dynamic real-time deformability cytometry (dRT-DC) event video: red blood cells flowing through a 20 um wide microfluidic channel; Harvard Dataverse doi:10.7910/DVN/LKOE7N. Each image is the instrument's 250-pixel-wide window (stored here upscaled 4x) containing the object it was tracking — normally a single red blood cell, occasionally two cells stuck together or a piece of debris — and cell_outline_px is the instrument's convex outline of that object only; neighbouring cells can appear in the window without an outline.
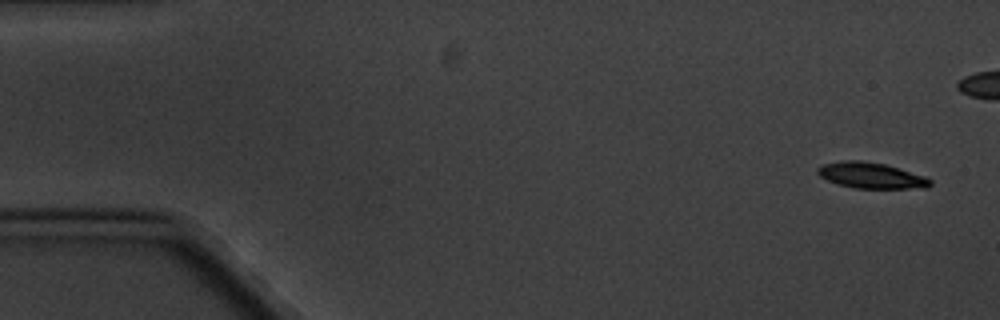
{"species": "common noctule bat (a hibernating species)", "species_latin": "Nyctalus noctula", "temperature_condition": "cold", "stored_images_in_passage": 6, "camera_frame_rate_fps": 3000, "um_per_image_px": 0.085, "animal": {"sex": "male", "body_mass_g": 20.1, "forearm_length_mm": 53.5}, "frame": {"image": 1, "passage_image": 1, "time_ms": 0.0, "image_size_px": [1000, 320], "cell_outline_px": [[932, 184], [928, 188], [856, 188], [836, 184], [820, 176], [816, 172], [816, 168], [820, 164], [840, 160], [860, 160], [884, 164], [924, 176], [932, 180]], "centroid_in_image_um": [73.99, 14.91], "position_along_channel_um": 11.0, "area_um2": 17.05}}